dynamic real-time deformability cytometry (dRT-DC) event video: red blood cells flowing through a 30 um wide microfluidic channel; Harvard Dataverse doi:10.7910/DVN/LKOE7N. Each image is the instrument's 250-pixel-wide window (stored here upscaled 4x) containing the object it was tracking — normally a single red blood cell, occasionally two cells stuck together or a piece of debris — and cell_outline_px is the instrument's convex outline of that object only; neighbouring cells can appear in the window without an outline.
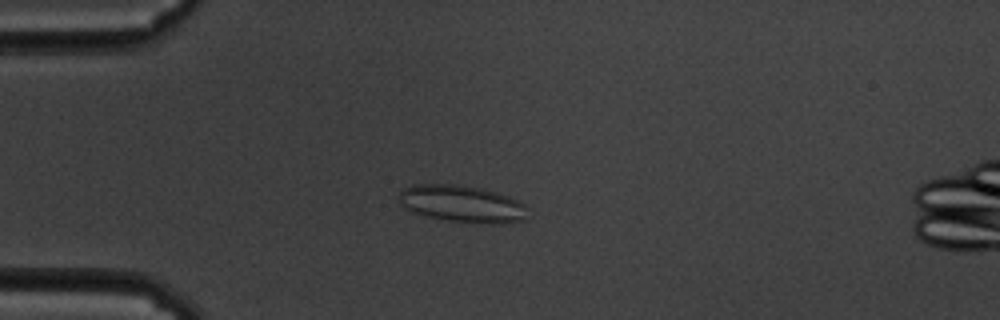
{"species": "common noctule bat (a hibernating species)", "species_latin": "Nyctalus noctula", "temperature_condition": "cold", "stored_images_in_passage": 54, "camera_frame_rate_fps": 3000, "um_per_image_px": 0.085, "animal": {"sex": "male", "body_mass_g": 19.5, "forearm_length_mm": 54.6}, "frame": {"image": 1, "passage_image": 10, "time_ms": 3.0, "image_size_px": [1000, 320], "cell_outline_px": [[524, 220], [504, 224], [488, 224], [444, 220], [424, 216], [412, 212], [400, 204], [400, 192], [404, 188], [412, 184], [464, 184], [484, 188], [508, 196], [524, 204]], "centroid_in_image_um": [39.24, 17.32], "position_along_channel_um": 45.8, "area_um2": 27.98}}
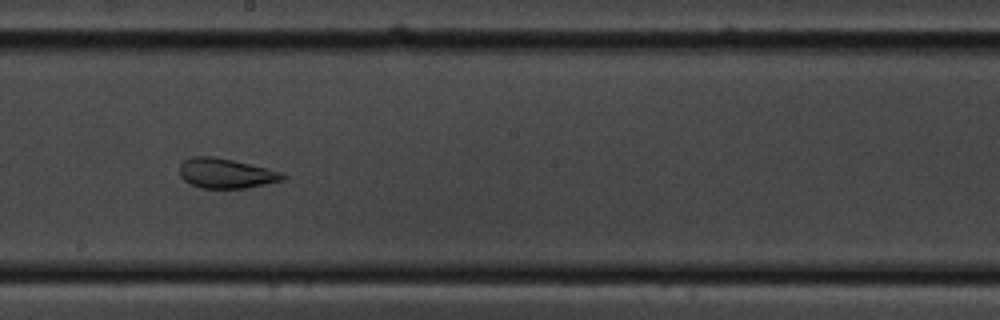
{"frame": {"image": 2, "passage_image": 28, "time_ms": 9.0, "image_size_px": [1000, 320], "cell_outline_px": [[284, 180], [244, 188], [200, 188], [184, 180], [180, 176], [180, 164], [184, 160], [192, 156], [212, 156], [232, 160], [268, 168], [284, 172]], "centroid_in_image_um": [19.2, 14.73], "position_along_channel_um": 229.0, "area_um2": 17.86}}
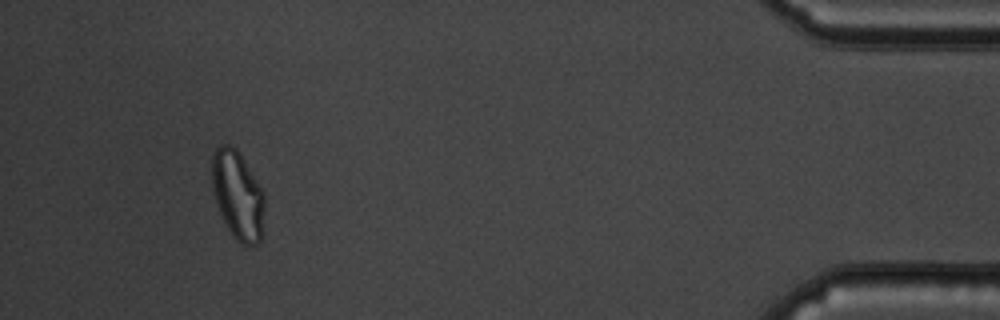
{"frame": {"image": 3, "passage_image": 50, "time_ms": 16.333, "image_size_px": [1000, 320], "cell_outline_px": [[264, 232], [260, 240], [256, 244], [240, 244], [232, 236], [216, 204], [212, 188], [212, 156], [216, 148], [220, 144], [228, 144], [236, 148], [240, 152], [264, 192]], "centroid_in_image_um": [20.22, 16.58], "position_along_channel_um": 415.0, "area_um2": 27.46}, "authors_computed_cell_mechanics": {"area_um2": 24.7673, "velocity_mm_per_s": 3.3747, "shape_relaxation_time_tau1_ms": null, "shape_relaxation_time_tau2_ms": 0.9709, "deformation_change_tau1": null, "deformation_change_tau2": 0.0629}}